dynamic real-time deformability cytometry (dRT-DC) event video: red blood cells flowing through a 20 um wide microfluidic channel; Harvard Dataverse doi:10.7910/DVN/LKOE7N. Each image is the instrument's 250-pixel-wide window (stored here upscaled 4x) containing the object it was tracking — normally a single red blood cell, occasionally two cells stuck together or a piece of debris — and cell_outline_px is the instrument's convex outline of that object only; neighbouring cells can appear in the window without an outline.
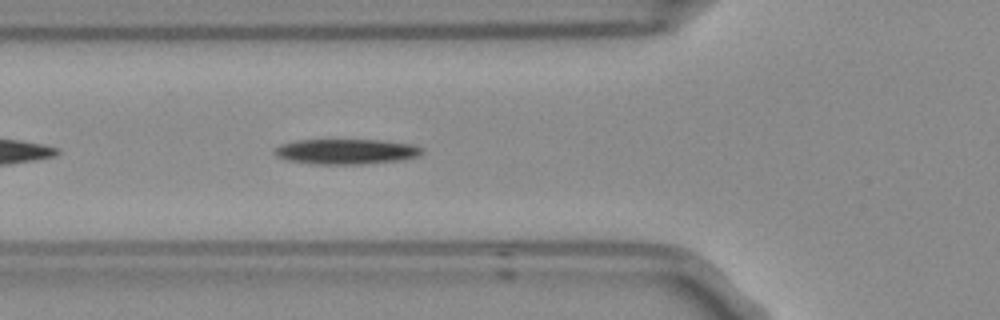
{"species": "Egyptian fruit bat (a non-hibernating species)", "species_latin": "Rousettus aegyptiacus", "temperature_condition": "room temperature", "stored_images_in_passage": 6, "camera_frame_rate_fps": 3000, "um_per_image_px": 0.085, "frame": {"image": 1, "passage_image": 6, "time_ms": 1.667, "image_size_px": [1000, 320], "cell_outline_px": [[420, 152], [416, 156], [400, 160], [364, 164], [316, 164], [288, 160], [276, 156], [272, 152], [280, 144], [296, 140], [380, 140], [412, 144], [420, 148]], "centroid_in_image_um": [29.35, 12.88], "position_along_channel_um": 96.5, "area_um2": 21.44}}